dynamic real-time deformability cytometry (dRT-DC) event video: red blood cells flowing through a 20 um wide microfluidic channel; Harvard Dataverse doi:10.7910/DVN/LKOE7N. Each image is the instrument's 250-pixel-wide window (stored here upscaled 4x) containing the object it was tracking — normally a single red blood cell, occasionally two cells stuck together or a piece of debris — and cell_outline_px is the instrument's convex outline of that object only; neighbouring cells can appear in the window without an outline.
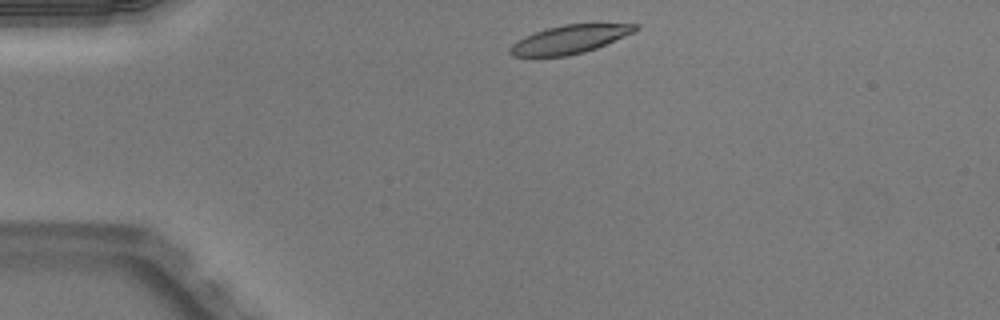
{"species": "Egyptian fruit bat (a non-hibernating species)", "species_latin": "Rousettus aegyptiacus", "temperature_condition": "warm", "stored_images_in_passage": 41, "camera_frame_rate_fps": 3000, "um_per_image_px": 0.085, "animal": {"sex": "male"}, "frame": {"image": 1, "passage_image": 1, "time_ms": 0.0, "image_size_px": [1000, 320], "cell_outline_px": [[640, 28], [632, 32], [596, 48], [584, 52], [568, 56], [512, 56], [508, 52], [508, 48], [516, 40], [524, 36], [548, 28], [564, 24], [640, 24]], "centroid_in_image_um": [48.37, 3.35], "position_along_channel_um": 36.6, "area_um2": 20.46}}
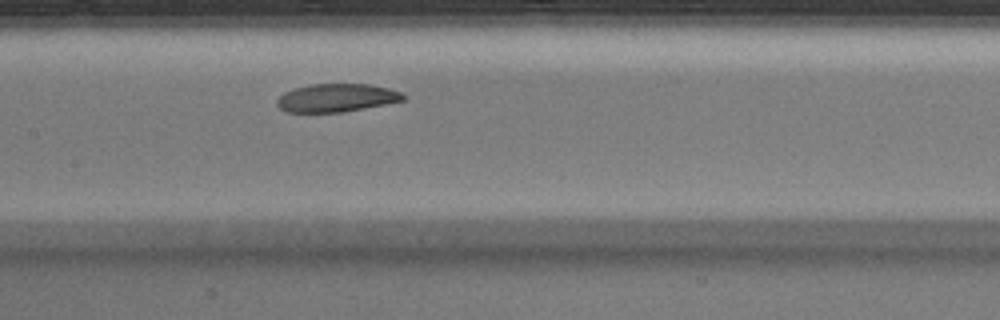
{"frame": {"image": 2, "passage_image": 15, "time_ms": 4.667, "image_size_px": [1000, 320], "cell_outline_px": [[408, 96], [404, 100], [344, 112], [284, 112], [276, 104], [276, 100], [284, 92], [308, 84], [372, 84], [388, 88], [400, 92]], "centroid_in_image_um": [28.6, 8.31], "position_along_channel_um": 178.8, "area_um2": 20.75}}
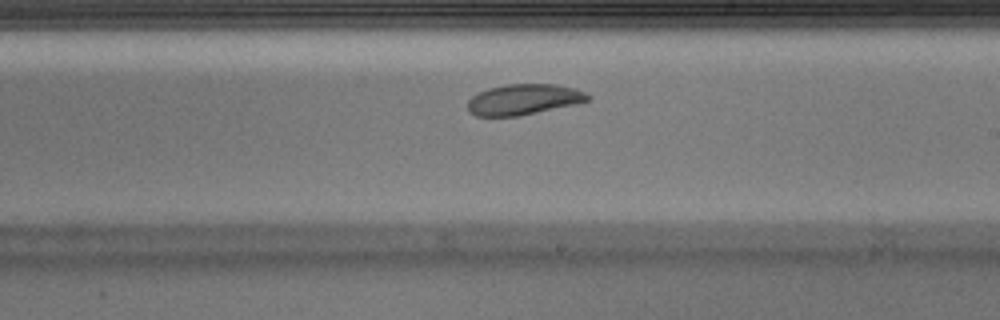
{"frame": {"image": 3, "passage_image": 20, "time_ms": 6.333, "image_size_px": [1000, 320], "cell_outline_px": [[588, 100], [576, 104], [520, 116], [476, 116], [468, 112], [468, 100], [472, 96], [488, 88], [508, 84], [556, 84], [576, 88], [584, 92], [588, 96]], "centroid_in_image_um": [44.49, 8.46], "position_along_channel_um": 244.5, "area_um2": 21.44}, "authors_computed_cell_mechanics": {"area_um2": 22.4842, "velocity_mm_per_s": 3.9576, "shape_relaxation_time_tau1_ms": 6.666, "shape_relaxation_time_tau2_ms": 9.5225, "deformation_change_tau1": 0.1576, "deformation_change_tau2": 0.1367}}